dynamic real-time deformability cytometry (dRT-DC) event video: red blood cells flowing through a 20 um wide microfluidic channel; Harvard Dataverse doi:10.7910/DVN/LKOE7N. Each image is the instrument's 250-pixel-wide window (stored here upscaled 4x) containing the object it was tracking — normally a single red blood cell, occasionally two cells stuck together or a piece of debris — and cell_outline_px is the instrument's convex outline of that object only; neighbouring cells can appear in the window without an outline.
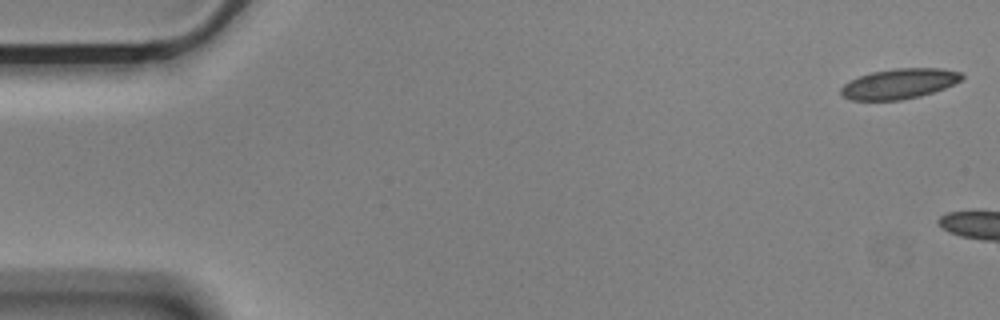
{"species": "Egyptian fruit bat (a non-hibernating species)", "species_latin": "Rousettus aegyptiacus", "temperature_condition": "cold", "stored_images_in_passage": 11, "camera_frame_rate_fps": 3000, "um_per_image_px": 0.085, "animal": {"sex": "male"}, "frame": {"image": 1, "passage_image": 1, "time_ms": 0.0, "image_size_px": [1000, 320], "cell_outline_px": [[964, 76], [960, 80], [944, 88], [920, 96], [900, 100], [852, 100], [840, 96], [840, 88], [844, 84], [860, 76], [872, 72], [896, 68], [940, 68], [960, 72]], "centroid_in_image_um": [76.4, 7.12], "position_along_channel_um": 8.6, "area_um2": 21.1}}